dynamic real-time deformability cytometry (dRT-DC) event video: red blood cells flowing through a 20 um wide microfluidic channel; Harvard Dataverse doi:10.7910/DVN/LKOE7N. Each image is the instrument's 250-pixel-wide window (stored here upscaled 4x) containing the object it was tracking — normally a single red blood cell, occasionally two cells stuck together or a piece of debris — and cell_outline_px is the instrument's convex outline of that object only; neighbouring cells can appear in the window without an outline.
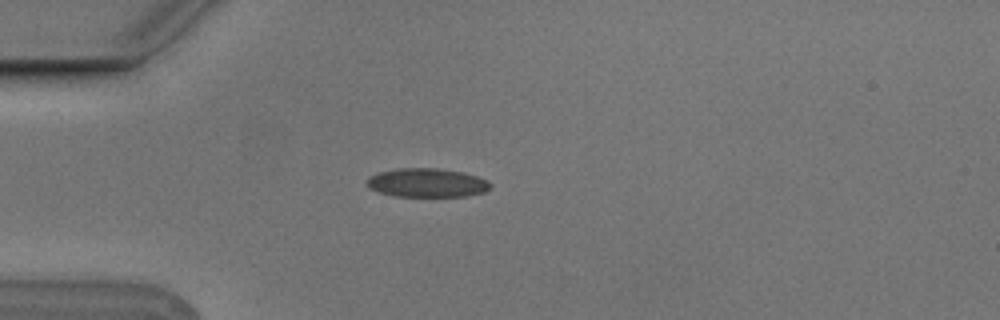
{"species": "Egyptian fruit bat (a non-hibernating species)", "species_latin": "Rousettus aegyptiacus", "temperature_condition": "cold", "stored_images_in_passage": 5, "camera_frame_rate_fps": 3000, "um_per_image_px": 0.085, "animal": {"sex": "male"}, "frame": {"image": 1, "passage_image": 4, "time_ms": 1.0, "image_size_px": [1000, 320], "cell_outline_px": [[492, 184], [484, 192], [464, 196], [396, 196], [380, 192], [372, 188], [368, 184], [368, 176], [380, 172], [396, 168], [440, 168], [464, 172], [488, 180]], "centroid_in_image_um": [36.33, 15.52], "position_along_channel_um": 48.7, "area_um2": 20.58}}